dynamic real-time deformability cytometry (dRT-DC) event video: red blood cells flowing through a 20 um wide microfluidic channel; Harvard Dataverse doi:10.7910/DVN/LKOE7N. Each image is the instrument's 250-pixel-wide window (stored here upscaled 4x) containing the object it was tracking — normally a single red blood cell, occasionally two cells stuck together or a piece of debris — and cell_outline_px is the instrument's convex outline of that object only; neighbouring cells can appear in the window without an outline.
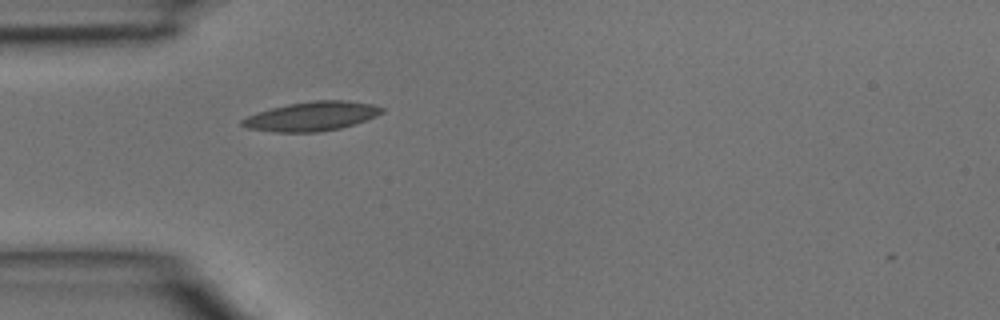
{"species": "common noctule bat (a hibernating species)", "species_latin": "Nyctalus noctula", "temperature_condition": "room temperature", "stored_images_in_passage": 1, "camera_frame_rate_fps": 3000, "um_per_image_px": 0.085, "animal": {"sex": "male", "body_mass_g": 15.6}, "frame": {"image": 1, "passage_image": 1, "time_ms": 0.0, "image_size_px": [1000, 320], "cell_outline_px": [[384, 112], [376, 116], [340, 128], [316, 132], [276, 132], [248, 128], [240, 124], [240, 120], [248, 116], [272, 108], [288, 104], [316, 100], [344, 100], [372, 104], [384, 108]], "centroid_in_image_um": [26.5, 9.88], "position_along_channel_um": 58.5, "area_um2": 23.41}}